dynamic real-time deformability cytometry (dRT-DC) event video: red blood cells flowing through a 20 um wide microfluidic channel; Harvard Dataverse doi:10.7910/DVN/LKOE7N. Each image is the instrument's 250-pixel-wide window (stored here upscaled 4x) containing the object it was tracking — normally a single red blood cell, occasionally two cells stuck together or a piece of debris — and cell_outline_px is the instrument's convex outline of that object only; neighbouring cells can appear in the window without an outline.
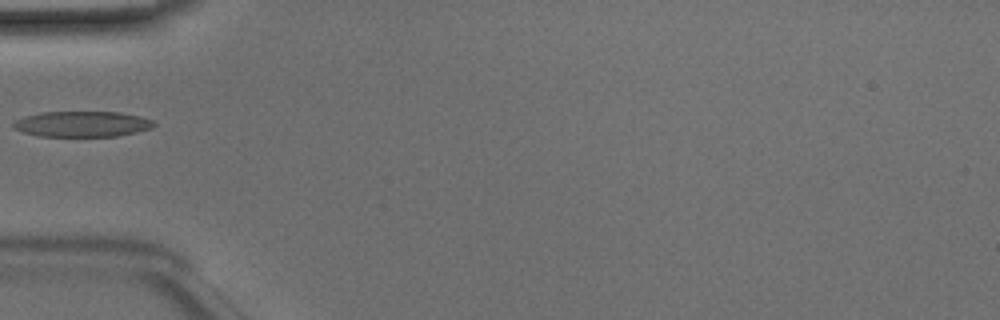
{"species": "Egyptian fruit bat (a non-hibernating species)", "species_latin": "Rousettus aegyptiacus", "temperature_condition": "room temperature", "stored_images_in_passage": 17, "camera_frame_rate_fps": 3000, "um_per_image_px": 0.085, "animal": {"sex": "male"}, "frame": {"image": 1, "passage_image": 1, "time_ms": 0.0, "image_size_px": [1000, 320], "cell_outline_px": [[156, 124], [152, 128], [136, 132], [116, 136], [40, 136], [24, 132], [16, 128], [12, 124], [12, 120], [24, 116], [44, 112], [120, 112], [140, 116], [152, 120]], "centroid_in_image_um": [6.99, 10.53], "position_along_channel_um": 78.0, "area_um2": 20.92}}
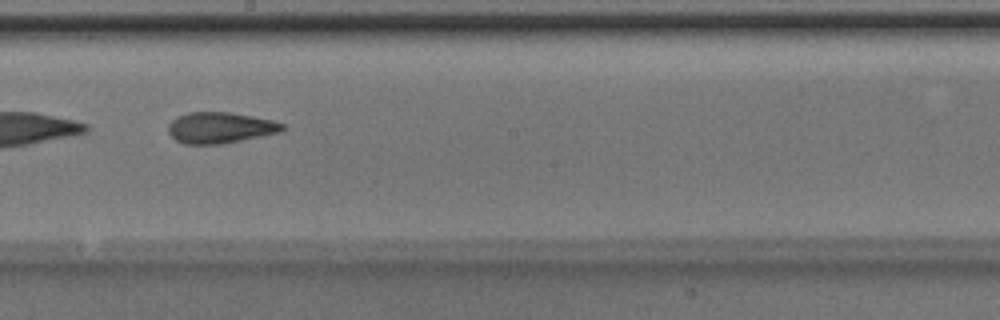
{"frame": {"image": 2, "passage_image": 12, "time_ms": 3.667, "image_size_px": [1000, 320], "cell_outline_px": [[288, 128], [280, 132], [220, 144], [188, 144], [176, 140], [168, 132], [168, 124], [176, 116], [188, 112], [228, 112], [252, 116], [272, 120], [284, 124]], "centroid_in_image_um": [18.71, 10.84], "position_along_channel_um": 229.5, "area_um2": 20.58}}
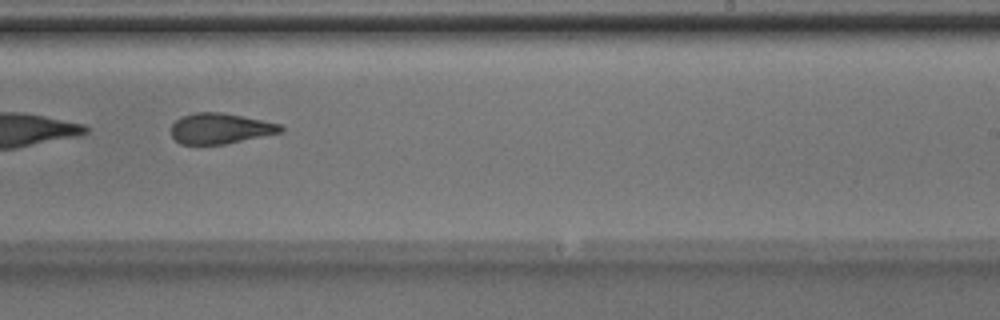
{"frame": {"image": 3, "passage_image": 15, "time_ms": 4.667, "image_size_px": [1000, 320], "cell_outline_px": [[284, 128], [280, 132], [224, 144], [180, 144], [172, 136], [172, 124], [180, 116], [196, 112], [224, 112], [244, 116], [280, 124]], "centroid_in_image_um": [18.69, 10.9], "position_along_channel_um": 270.3, "area_um2": 19.36}}